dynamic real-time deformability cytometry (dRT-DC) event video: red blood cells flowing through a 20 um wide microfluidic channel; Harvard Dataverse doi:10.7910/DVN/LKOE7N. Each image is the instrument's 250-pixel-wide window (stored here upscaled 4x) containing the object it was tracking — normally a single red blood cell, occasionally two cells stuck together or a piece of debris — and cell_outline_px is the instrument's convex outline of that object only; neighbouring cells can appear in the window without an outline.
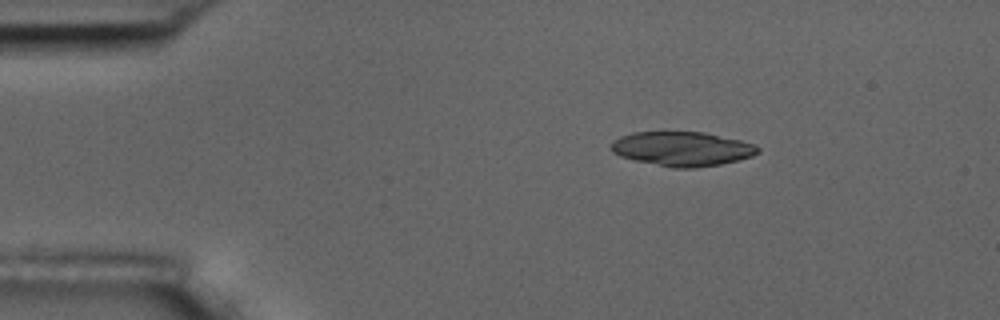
{"species": "common noctule bat (a hibernating species)", "species_latin": "Nyctalus noctula", "temperature_condition": "room temperature", "stored_images_in_passage": 3, "camera_frame_rate_fps": 3000, "um_per_image_px": 0.085, "animal": {"sex": "male", "body_mass_g": 17.5, "forearm_length_mm": 52.3}, "frame": {"image": 1, "passage_image": 1, "time_ms": 0.0, "image_size_px": [1000, 320], "cell_outline_px": [[760, 152], [752, 156], [720, 164], [696, 168], [672, 168], [636, 160], [620, 156], [612, 152], [612, 140], [620, 136], [632, 132], [664, 128], [704, 132], [740, 140], [756, 144], [760, 148]], "centroid_in_image_um": [57.95, 12.59], "position_along_channel_um": 27.1, "area_um2": 30.4}}